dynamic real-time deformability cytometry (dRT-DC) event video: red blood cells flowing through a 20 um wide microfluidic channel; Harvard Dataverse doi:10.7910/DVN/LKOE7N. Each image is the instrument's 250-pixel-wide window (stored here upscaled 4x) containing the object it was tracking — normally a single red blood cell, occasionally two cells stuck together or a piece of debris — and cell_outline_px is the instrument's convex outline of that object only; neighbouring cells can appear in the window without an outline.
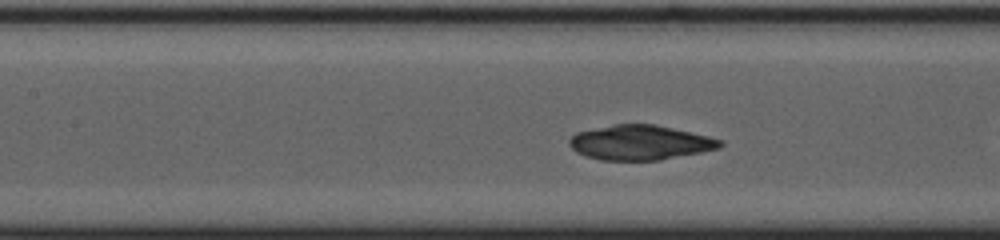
{"species": "common noctule bat (a hibernating species)", "species_latin": "Nyctalus noctula", "temperature_condition": "cold", "stored_images_in_passage": 30, "segment_of_instrument_passage": [2, 2], "camera_frame_rate_fps": 3000, "um_per_image_px": 0.085, "animal": {"sex": "female", "body_mass_g": 23.0, "forearm_length_mm": 53.4}, "frame": {"image": 1, "passage_image": 22, "time_ms": 7.0, "image_size_px": [1000, 240], "cell_outline_px": [[724, 144], [720, 148], [660, 160], [600, 160], [576, 152], [568, 144], [568, 140], [576, 132], [616, 124], [656, 124], [708, 136], [724, 140]], "centroid_in_image_um": [54.42, 12.11], "position_along_channel_um": 153.0, "area_um2": 30.46}}